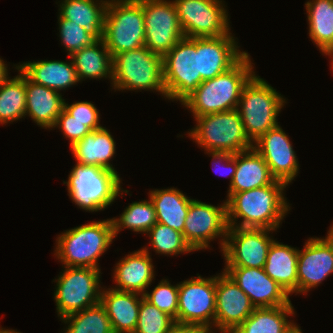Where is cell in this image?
I'll return each mask as SVG.
<instances>
[{
    "label": "cell",
    "instance_id": "obj_1",
    "mask_svg": "<svg viewBox=\"0 0 333 333\" xmlns=\"http://www.w3.org/2000/svg\"><path fill=\"white\" fill-rule=\"evenodd\" d=\"M287 185L273 184L231 194L226 199L228 227L277 230L291 209L284 197ZM240 218L241 223L237 224Z\"/></svg>",
    "mask_w": 333,
    "mask_h": 333
},
{
    "label": "cell",
    "instance_id": "obj_2",
    "mask_svg": "<svg viewBox=\"0 0 333 333\" xmlns=\"http://www.w3.org/2000/svg\"><path fill=\"white\" fill-rule=\"evenodd\" d=\"M248 52L229 70L204 80L181 105L195 117L237 109L244 85L255 74Z\"/></svg>",
    "mask_w": 333,
    "mask_h": 333
},
{
    "label": "cell",
    "instance_id": "obj_3",
    "mask_svg": "<svg viewBox=\"0 0 333 333\" xmlns=\"http://www.w3.org/2000/svg\"><path fill=\"white\" fill-rule=\"evenodd\" d=\"M112 219L92 221L58 235L55 257L63 267L99 268V257L114 239Z\"/></svg>",
    "mask_w": 333,
    "mask_h": 333
},
{
    "label": "cell",
    "instance_id": "obj_4",
    "mask_svg": "<svg viewBox=\"0 0 333 333\" xmlns=\"http://www.w3.org/2000/svg\"><path fill=\"white\" fill-rule=\"evenodd\" d=\"M67 186L69 198L86 212L102 211L119 196L128 193L122 189L119 174L94 165L76 163L63 181Z\"/></svg>",
    "mask_w": 333,
    "mask_h": 333
},
{
    "label": "cell",
    "instance_id": "obj_5",
    "mask_svg": "<svg viewBox=\"0 0 333 333\" xmlns=\"http://www.w3.org/2000/svg\"><path fill=\"white\" fill-rule=\"evenodd\" d=\"M285 103L283 96L256 74L244 85L237 110L253 143L279 125L277 117Z\"/></svg>",
    "mask_w": 333,
    "mask_h": 333
},
{
    "label": "cell",
    "instance_id": "obj_6",
    "mask_svg": "<svg viewBox=\"0 0 333 333\" xmlns=\"http://www.w3.org/2000/svg\"><path fill=\"white\" fill-rule=\"evenodd\" d=\"M112 64L114 90H154L166 99L162 56L143 46L115 54Z\"/></svg>",
    "mask_w": 333,
    "mask_h": 333
},
{
    "label": "cell",
    "instance_id": "obj_7",
    "mask_svg": "<svg viewBox=\"0 0 333 333\" xmlns=\"http://www.w3.org/2000/svg\"><path fill=\"white\" fill-rule=\"evenodd\" d=\"M196 126L188 131L205 152L236 154L253 148L237 109L195 117Z\"/></svg>",
    "mask_w": 333,
    "mask_h": 333
},
{
    "label": "cell",
    "instance_id": "obj_8",
    "mask_svg": "<svg viewBox=\"0 0 333 333\" xmlns=\"http://www.w3.org/2000/svg\"><path fill=\"white\" fill-rule=\"evenodd\" d=\"M103 41L112 57L145 46L143 0H109Z\"/></svg>",
    "mask_w": 333,
    "mask_h": 333
},
{
    "label": "cell",
    "instance_id": "obj_9",
    "mask_svg": "<svg viewBox=\"0 0 333 333\" xmlns=\"http://www.w3.org/2000/svg\"><path fill=\"white\" fill-rule=\"evenodd\" d=\"M64 268L54 281L56 282L54 300L60 319L99 303L102 291L100 286L101 269Z\"/></svg>",
    "mask_w": 333,
    "mask_h": 333
},
{
    "label": "cell",
    "instance_id": "obj_10",
    "mask_svg": "<svg viewBox=\"0 0 333 333\" xmlns=\"http://www.w3.org/2000/svg\"><path fill=\"white\" fill-rule=\"evenodd\" d=\"M166 99L183 102L203 82L199 74L196 38H182L164 57Z\"/></svg>",
    "mask_w": 333,
    "mask_h": 333
},
{
    "label": "cell",
    "instance_id": "obj_11",
    "mask_svg": "<svg viewBox=\"0 0 333 333\" xmlns=\"http://www.w3.org/2000/svg\"><path fill=\"white\" fill-rule=\"evenodd\" d=\"M173 2L185 37H220L230 32L228 12L222 0H173Z\"/></svg>",
    "mask_w": 333,
    "mask_h": 333
},
{
    "label": "cell",
    "instance_id": "obj_12",
    "mask_svg": "<svg viewBox=\"0 0 333 333\" xmlns=\"http://www.w3.org/2000/svg\"><path fill=\"white\" fill-rule=\"evenodd\" d=\"M198 277L178 284L177 323L197 325L214 331L216 310V276ZM212 328V330H211Z\"/></svg>",
    "mask_w": 333,
    "mask_h": 333
},
{
    "label": "cell",
    "instance_id": "obj_13",
    "mask_svg": "<svg viewBox=\"0 0 333 333\" xmlns=\"http://www.w3.org/2000/svg\"><path fill=\"white\" fill-rule=\"evenodd\" d=\"M228 231L226 201L219 206L192 199L185 219L183 236L194 252L210 248V242L221 238V251ZM211 240V241H210Z\"/></svg>",
    "mask_w": 333,
    "mask_h": 333
},
{
    "label": "cell",
    "instance_id": "obj_14",
    "mask_svg": "<svg viewBox=\"0 0 333 333\" xmlns=\"http://www.w3.org/2000/svg\"><path fill=\"white\" fill-rule=\"evenodd\" d=\"M145 46L164 57L182 38L177 10L173 1L143 0Z\"/></svg>",
    "mask_w": 333,
    "mask_h": 333
},
{
    "label": "cell",
    "instance_id": "obj_15",
    "mask_svg": "<svg viewBox=\"0 0 333 333\" xmlns=\"http://www.w3.org/2000/svg\"><path fill=\"white\" fill-rule=\"evenodd\" d=\"M263 228L228 227L222 249L225 267L264 268L269 248L273 242L270 232Z\"/></svg>",
    "mask_w": 333,
    "mask_h": 333
},
{
    "label": "cell",
    "instance_id": "obj_16",
    "mask_svg": "<svg viewBox=\"0 0 333 333\" xmlns=\"http://www.w3.org/2000/svg\"><path fill=\"white\" fill-rule=\"evenodd\" d=\"M327 237H311L298 249L297 294H307L333 273V225Z\"/></svg>",
    "mask_w": 333,
    "mask_h": 333
},
{
    "label": "cell",
    "instance_id": "obj_17",
    "mask_svg": "<svg viewBox=\"0 0 333 333\" xmlns=\"http://www.w3.org/2000/svg\"><path fill=\"white\" fill-rule=\"evenodd\" d=\"M255 308L250 298L225 271L216 276L214 328L219 329V333H232Z\"/></svg>",
    "mask_w": 333,
    "mask_h": 333
},
{
    "label": "cell",
    "instance_id": "obj_18",
    "mask_svg": "<svg viewBox=\"0 0 333 333\" xmlns=\"http://www.w3.org/2000/svg\"><path fill=\"white\" fill-rule=\"evenodd\" d=\"M289 136L277 125L269 129L253 147L267 163L273 177L287 186L299 172V162Z\"/></svg>",
    "mask_w": 333,
    "mask_h": 333
},
{
    "label": "cell",
    "instance_id": "obj_19",
    "mask_svg": "<svg viewBox=\"0 0 333 333\" xmlns=\"http://www.w3.org/2000/svg\"><path fill=\"white\" fill-rule=\"evenodd\" d=\"M223 270L256 308L292 305L290 295L265 273L264 268L225 267Z\"/></svg>",
    "mask_w": 333,
    "mask_h": 333
},
{
    "label": "cell",
    "instance_id": "obj_20",
    "mask_svg": "<svg viewBox=\"0 0 333 333\" xmlns=\"http://www.w3.org/2000/svg\"><path fill=\"white\" fill-rule=\"evenodd\" d=\"M229 32L220 37L196 38L201 80L212 79L233 67L247 52L240 51Z\"/></svg>",
    "mask_w": 333,
    "mask_h": 333
},
{
    "label": "cell",
    "instance_id": "obj_21",
    "mask_svg": "<svg viewBox=\"0 0 333 333\" xmlns=\"http://www.w3.org/2000/svg\"><path fill=\"white\" fill-rule=\"evenodd\" d=\"M146 246L122 258L114 270V289L144 295L154 279V266Z\"/></svg>",
    "mask_w": 333,
    "mask_h": 333
},
{
    "label": "cell",
    "instance_id": "obj_22",
    "mask_svg": "<svg viewBox=\"0 0 333 333\" xmlns=\"http://www.w3.org/2000/svg\"><path fill=\"white\" fill-rule=\"evenodd\" d=\"M141 297L143 295L135 292L102 288L100 303L105 308L114 333H134Z\"/></svg>",
    "mask_w": 333,
    "mask_h": 333
},
{
    "label": "cell",
    "instance_id": "obj_23",
    "mask_svg": "<svg viewBox=\"0 0 333 333\" xmlns=\"http://www.w3.org/2000/svg\"><path fill=\"white\" fill-rule=\"evenodd\" d=\"M18 69L33 83L59 93L80 82L72 59L70 62L59 60L23 62L18 65Z\"/></svg>",
    "mask_w": 333,
    "mask_h": 333
},
{
    "label": "cell",
    "instance_id": "obj_24",
    "mask_svg": "<svg viewBox=\"0 0 333 333\" xmlns=\"http://www.w3.org/2000/svg\"><path fill=\"white\" fill-rule=\"evenodd\" d=\"M26 112L32 120L44 129H53L57 117L64 109L62 95L48 87L38 85L25 76Z\"/></svg>",
    "mask_w": 333,
    "mask_h": 333
},
{
    "label": "cell",
    "instance_id": "obj_25",
    "mask_svg": "<svg viewBox=\"0 0 333 333\" xmlns=\"http://www.w3.org/2000/svg\"><path fill=\"white\" fill-rule=\"evenodd\" d=\"M275 181L267 163L253 147L236 153V171L226 197L233 193L267 186Z\"/></svg>",
    "mask_w": 333,
    "mask_h": 333
},
{
    "label": "cell",
    "instance_id": "obj_26",
    "mask_svg": "<svg viewBox=\"0 0 333 333\" xmlns=\"http://www.w3.org/2000/svg\"><path fill=\"white\" fill-rule=\"evenodd\" d=\"M71 150L76 163L98 166L118 174L109 163L116 152V142L106 127L90 131L81 140L75 142Z\"/></svg>",
    "mask_w": 333,
    "mask_h": 333
},
{
    "label": "cell",
    "instance_id": "obj_27",
    "mask_svg": "<svg viewBox=\"0 0 333 333\" xmlns=\"http://www.w3.org/2000/svg\"><path fill=\"white\" fill-rule=\"evenodd\" d=\"M58 19L74 22L92 35L103 40L104 19L109 0H62Z\"/></svg>",
    "mask_w": 333,
    "mask_h": 333
},
{
    "label": "cell",
    "instance_id": "obj_28",
    "mask_svg": "<svg viewBox=\"0 0 333 333\" xmlns=\"http://www.w3.org/2000/svg\"><path fill=\"white\" fill-rule=\"evenodd\" d=\"M298 249L273 240L266 258L265 273L291 295L297 294Z\"/></svg>",
    "mask_w": 333,
    "mask_h": 333
},
{
    "label": "cell",
    "instance_id": "obj_29",
    "mask_svg": "<svg viewBox=\"0 0 333 333\" xmlns=\"http://www.w3.org/2000/svg\"><path fill=\"white\" fill-rule=\"evenodd\" d=\"M157 222L183 233L191 198L176 188L155 189L149 192Z\"/></svg>",
    "mask_w": 333,
    "mask_h": 333
},
{
    "label": "cell",
    "instance_id": "obj_30",
    "mask_svg": "<svg viewBox=\"0 0 333 333\" xmlns=\"http://www.w3.org/2000/svg\"><path fill=\"white\" fill-rule=\"evenodd\" d=\"M79 81L109 78L113 80L112 56L103 40L74 52L71 56Z\"/></svg>",
    "mask_w": 333,
    "mask_h": 333
},
{
    "label": "cell",
    "instance_id": "obj_31",
    "mask_svg": "<svg viewBox=\"0 0 333 333\" xmlns=\"http://www.w3.org/2000/svg\"><path fill=\"white\" fill-rule=\"evenodd\" d=\"M293 314L292 305L255 308L232 333H287L296 324L287 319Z\"/></svg>",
    "mask_w": 333,
    "mask_h": 333
},
{
    "label": "cell",
    "instance_id": "obj_32",
    "mask_svg": "<svg viewBox=\"0 0 333 333\" xmlns=\"http://www.w3.org/2000/svg\"><path fill=\"white\" fill-rule=\"evenodd\" d=\"M305 9L309 37L322 53L333 42V0H309Z\"/></svg>",
    "mask_w": 333,
    "mask_h": 333
},
{
    "label": "cell",
    "instance_id": "obj_33",
    "mask_svg": "<svg viewBox=\"0 0 333 333\" xmlns=\"http://www.w3.org/2000/svg\"><path fill=\"white\" fill-rule=\"evenodd\" d=\"M18 75L8 77L0 84V124H8L22 117L26 112L25 75L15 66Z\"/></svg>",
    "mask_w": 333,
    "mask_h": 333
},
{
    "label": "cell",
    "instance_id": "obj_34",
    "mask_svg": "<svg viewBox=\"0 0 333 333\" xmlns=\"http://www.w3.org/2000/svg\"><path fill=\"white\" fill-rule=\"evenodd\" d=\"M61 320L69 324L64 333H114L111 321L100 302Z\"/></svg>",
    "mask_w": 333,
    "mask_h": 333
},
{
    "label": "cell",
    "instance_id": "obj_35",
    "mask_svg": "<svg viewBox=\"0 0 333 333\" xmlns=\"http://www.w3.org/2000/svg\"><path fill=\"white\" fill-rule=\"evenodd\" d=\"M112 222L114 237H117L122 228L146 234L157 223L154 205L150 198L148 201L132 202L119 218H112Z\"/></svg>",
    "mask_w": 333,
    "mask_h": 333
},
{
    "label": "cell",
    "instance_id": "obj_36",
    "mask_svg": "<svg viewBox=\"0 0 333 333\" xmlns=\"http://www.w3.org/2000/svg\"><path fill=\"white\" fill-rule=\"evenodd\" d=\"M146 234L151 239L149 244L158 254L174 256L194 251L185 241L183 233L172 229L168 225L157 222Z\"/></svg>",
    "mask_w": 333,
    "mask_h": 333
},
{
    "label": "cell",
    "instance_id": "obj_37",
    "mask_svg": "<svg viewBox=\"0 0 333 333\" xmlns=\"http://www.w3.org/2000/svg\"><path fill=\"white\" fill-rule=\"evenodd\" d=\"M175 323L167 313L141 297L137 325L134 333H167Z\"/></svg>",
    "mask_w": 333,
    "mask_h": 333
},
{
    "label": "cell",
    "instance_id": "obj_38",
    "mask_svg": "<svg viewBox=\"0 0 333 333\" xmlns=\"http://www.w3.org/2000/svg\"><path fill=\"white\" fill-rule=\"evenodd\" d=\"M143 296L152 305L171 316L177 323L178 284L171 285L168 279H162L151 293L146 291Z\"/></svg>",
    "mask_w": 333,
    "mask_h": 333
},
{
    "label": "cell",
    "instance_id": "obj_39",
    "mask_svg": "<svg viewBox=\"0 0 333 333\" xmlns=\"http://www.w3.org/2000/svg\"><path fill=\"white\" fill-rule=\"evenodd\" d=\"M59 37L68 56L82 50L85 46L94 44L97 40L88 34L84 28L66 19H58Z\"/></svg>",
    "mask_w": 333,
    "mask_h": 333
},
{
    "label": "cell",
    "instance_id": "obj_40",
    "mask_svg": "<svg viewBox=\"0 0 333 333\" xmlns=\"http://www.w3.org/2000/svg\"><path fill=\"white\" fill-rule=\"evenodd\" d=\"M64 110L74 117L75 120L84 123L91 131L103 127L99 123V110L91 102L80 101L69 105L64 101Z\"/></svg>",
    "mask_w": 333,
    "mask_h": 333
},
{
    "label": "cell",
    "instance_id": "obj_41",
    "mask_svg": "<svg viewBox=\"0 0 333 333\" xmlns=\"http://www.w3.org/2000/svg\"><path fill=\"white\" fill-rule=\"evenodd\" d=\"M57 127L61 129L65 138L70 140V147L91 131L86 125H84V123L75 120V118L68 114L64 109L57 117L53 126V128Z\"/></svg>",
    "mask_w": 333,
    "mask_h": 333
},
{
    "label": "cell",
    "instance_id": "obj_42",
    "mask_svg": "<svg viewBox=\"0 0 333 333\" xmlns=\"http://www.w3.org/2000/svg\"><path fill=\"white\" fill-rule=\"evenodd\" d=\"M206 153L211 155V157L213 158L212 161H213L214 167H216L217 164L220 165L223 162L222 166L223 167L225 166L226 168L225 167L224 168L227 170L225 173H226V175L229 174V176L231 178L230 184H229V186H230L233 181L235 171H236V154H232V153H228V152H206ZM224 162H225V164H224ZM220 175H222V173H220Z\"/></svg>",
    "mask_w": 333,
    "mask_h": 333
},
{
    "label": "cell",
    "instance_id": "obj_43",
    "mask_svg": "<svg viewBox=\"0 0 333 333\" xmlns=\"http://www.w3.org/2000/svg\"><path fill=\"white\" fill-rule=\"evenodd\" d=\"M208 331L197 325L174 323L167 333H207Z\"/></svg>",
    "mask_w": 333,
    "mask_h": 333
},
{
    "label": "cell",
    "instance_id": "obj_44",
    "mask_svg": "<svg viewBox=\"0 0 333 333\" xmlns=\"http://www.w3.org/2000/svg\"><path fill=\"white\" fill-rule=\"evenodd\" d=\"M6 62L0 58V84L3 83L8 77V67L5 64Z\"/></svg>",
    "mask_w": 333,
    "mask_h": 333
},
{
    "label": "cell",
    "instance_id": "obj_45",
    "mask_svg": "<svg viewBox=\"0 0 333 333\" xmlns=\"http://www.w3.org/2000/svg\"><path fill=\"white\" fill-rule=\"evenodd\" d=\"M322 54H324V55H328V56H330V58H331V67H332V70H333V42H332V44L324 51V52H322Z\"/></svg>",
    "mask_w": 333,
    "mask_h": 333
},
{
    "label": "cell",
    "instance_id": "obj_46",
    "mask_svg": "<svg viewBox=\"0 0 333 333\" xmlns=\"http://www.w3.org/2000/svg\"><path fill=\"white\" fill-rule=\"evenodd\" d=\"M287 333H302V329L295 324Z\"/></svg>",
    "mask_w": 333,
    "mask_h": 333
},
{
    "label": "cell",
    "instance_id": "obj_47",
    "mask_svg": "<svg viewBox=\"0 0 333 333\" xmlns=\"http://www.w3.org/2000/svg\"><path fill=\"white\" fill-rule=\"evenodd\" d=\"M5 333H21V332H18L17 330L8 329Z\"/></svg>",
    "mask_w": 333,
    "mask_h": 333
},
{
    "label": "cell",
    "instance_id": "obj_48",
    "mask_svg": "<svg viewBox=\"0 0 333 333\" xmlns=\"http://www.w3.org/2000/svg\"><path fill=\"white\" fill-rule=\"evenodd\" d=\"M8 329H4L2 327H0V333H5Z\"/></svg>",
    "mask_w": 333,
    "mask_h": 333
}]
</instances>
